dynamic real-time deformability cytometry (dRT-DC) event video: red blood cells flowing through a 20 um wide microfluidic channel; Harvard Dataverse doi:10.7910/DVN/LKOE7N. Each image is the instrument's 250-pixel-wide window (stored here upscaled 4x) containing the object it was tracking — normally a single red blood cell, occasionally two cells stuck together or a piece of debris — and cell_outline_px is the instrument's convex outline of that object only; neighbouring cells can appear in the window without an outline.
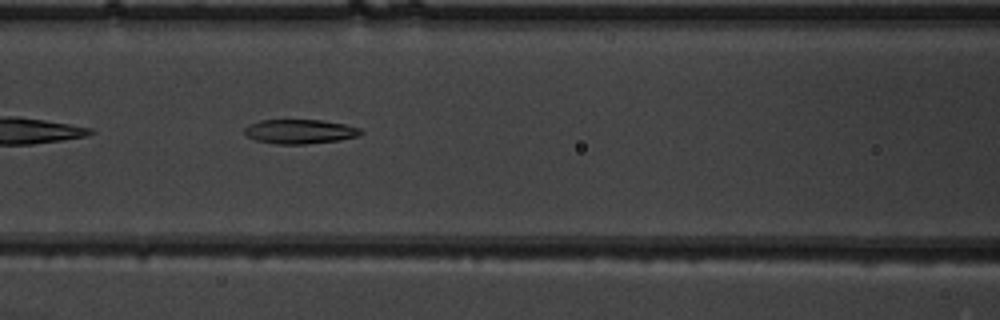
{"species": "common noctule bat (a hibernating species)", "species_latin": "Nyctalus noctula", "temperature_condition": "warm", "stored_images_in_passage": 37, "camera_frame_rate_fps": 3000, "um_per_image_px": 0.085, "animal": {"sex": "male", "body_mass_g": 19.5, "forearm_length_mm": 54.6}, "frame": {"image": 1, "passage_image": 8, "time_ms": 2.333, "image_size_px": [1000, 320], "cell_outline_px": [[364, 132], [360, 136], [340, 140], [304, 144], [276, 144], [256, 140], [248, 136], [244, 132], [244, 128], [248, 124], [260, 120], [324, 120], [344, 124], [360, 128]], "centroid_in_image_um": [25.51, 11.17], "position_along_channel_um": 141.1, "area_um2": 16.59}}
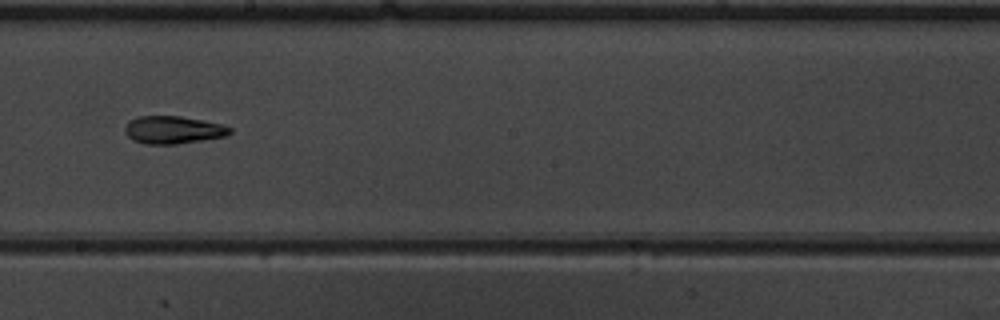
{"frame": {"image": 2, "passage_image": 15, "time_ms": 4.667, "image_size_px": [1000, 320], "cell_outline_px": [[232, 132], [228, 136], [176, 144], [144, 144], [132, 140], [124, 132], [124, 128], [128, 120], [140, 116], [180, 116], [220, 124], [232, 128]], "centroid_in_image_um": [14.69, 11.04], "position_along_channel_um": 233.5, "area_um2": 16.99}}
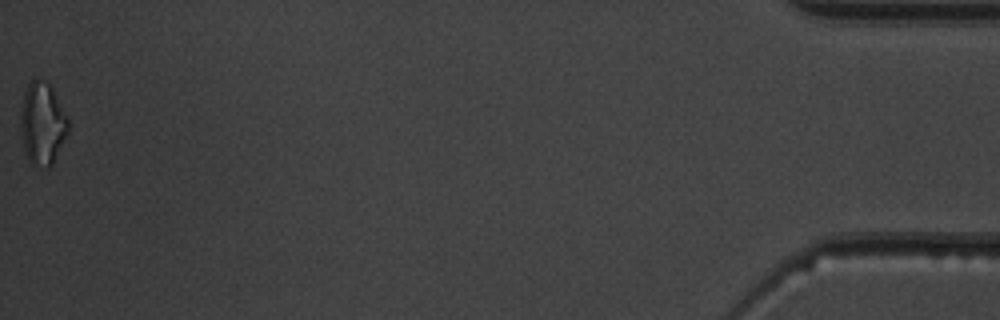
{"frame": {"image": 3, "passage_image": 37, "time_ms": 12.0, "image_size_px": [1000, 320], "cell_outline_px": [[68, 132], [52, 164], [48, 168], [32, 164], [28, 160], [24, 152], [20, 128], [20, 108], [24, 92], [28, 84], [32, 80], [44, 80], [52, 88], [68, 120]], "centroid_in_image_um": [3.57, 10.52], "position_along_channel_um": 431.6, "area_um2": 22.72}, "authors_computed_cell_mechanics": {"area_um2": 17.2822, "velocity_mm_per_s": 3.9738, "shape_relaxation_time_tau1_ms": null, "shape_relaxation_time_tau2_ms": 2.6942, "deformation_change_tau1": null, "deformation_change_tau2": 0.102}}